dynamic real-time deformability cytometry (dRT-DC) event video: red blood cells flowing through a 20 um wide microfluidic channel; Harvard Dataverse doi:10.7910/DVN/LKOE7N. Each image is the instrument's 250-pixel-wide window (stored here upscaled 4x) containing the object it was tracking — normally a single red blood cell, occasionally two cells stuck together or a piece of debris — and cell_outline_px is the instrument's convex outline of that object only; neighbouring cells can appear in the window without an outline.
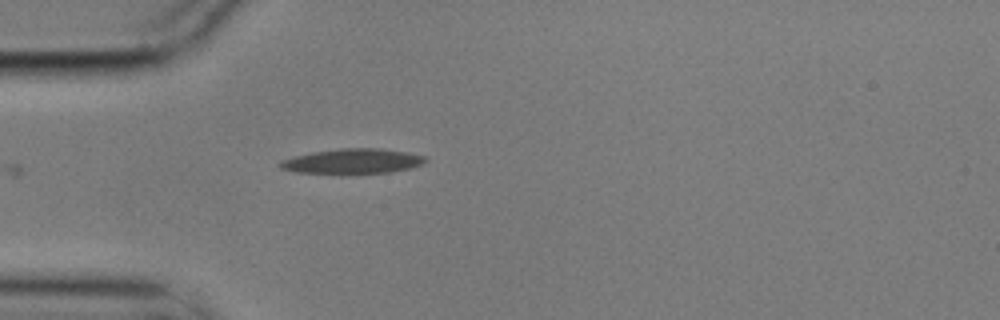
{"species": "common noctule bat (a hibernating species)", "species_latin": "Nyctalus noctula", "temperature_condition": "cold", "stored_images_in_passage": 2, "camera_frame_rate_fps": 3000, "um_per_image_px": 0.085, "animal": {"sex": "male", "body_mass_g": 17.9}, "frame": {"image": 1, "passage_image": 2, "time_ms": 0.333, "image_size_px": [1000, 320], "cell_outline_px": [[428, 160], [424, 164], [412, 168], [388, 172], [296, 172], [280, 168], [280, 160], [312, 152], [340, 148], [376, 148], [408, 152], [424, 156]], "centroid_in_image_um": [30.03, 13.68], "position_along_channel_um": 55.0, "area_um2": 20.58}}